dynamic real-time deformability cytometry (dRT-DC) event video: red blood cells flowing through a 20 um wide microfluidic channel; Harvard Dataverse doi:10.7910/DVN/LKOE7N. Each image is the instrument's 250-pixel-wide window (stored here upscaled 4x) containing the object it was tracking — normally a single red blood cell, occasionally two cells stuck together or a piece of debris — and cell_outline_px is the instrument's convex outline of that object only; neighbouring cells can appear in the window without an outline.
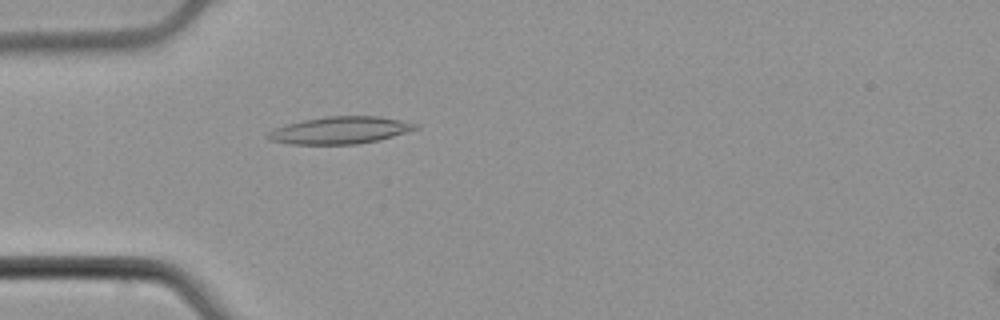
{"species": "common noctule bat (a hibernating species)", "species_latin": "Nyctalus noctula", "temperature_condition": "cold", "stored_images_in_passage": 6, "camera_frame_rate_fps": 3000, "um_per_image_px": 0.085, "animal": {"sex": "male", "body_mass_g": 21.5, "forearm_length_mm": 52.0}, "frame": {"image": 1, "passage_image": 5, "time_ms": 1.333, "image_size_px": [1000, 320], "cell_outline_px": [[420, 128], [380, 140], [356, 144], [292, 144], [268, 140], [264, 136], [268, 132], [276, 128], [288, 124], [304, 120], [324, 116], [380, 116], [420, 124]], "centroid_in_image_um": [28.93, 11.07], "position_along_channel_um": 56.1, "area_um2": 23.47}}